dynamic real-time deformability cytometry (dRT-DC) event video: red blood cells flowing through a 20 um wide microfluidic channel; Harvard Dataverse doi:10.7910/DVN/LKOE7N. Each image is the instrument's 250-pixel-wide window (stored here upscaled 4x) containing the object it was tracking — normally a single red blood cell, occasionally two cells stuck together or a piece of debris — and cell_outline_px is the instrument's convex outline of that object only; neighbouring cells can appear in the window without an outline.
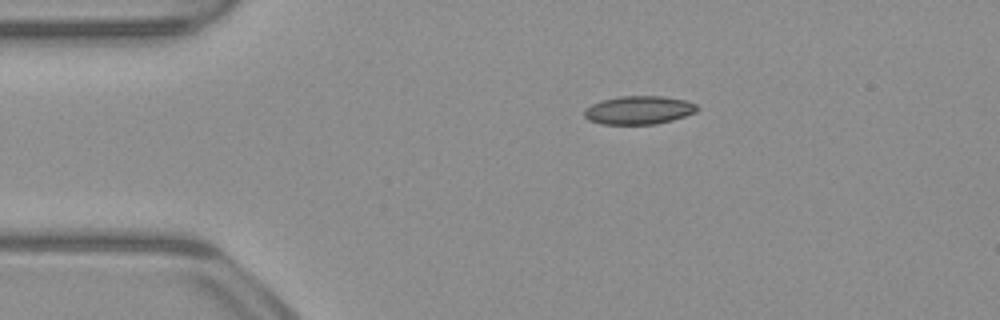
{"species": "common noctule bat (a hibernating species)", "species_latin": "Nyctalus noctula", "temperature_condition": "warm", "stored_images_in_passage": 43, "camera_frame_rate_fps": 3000, "um_per_image_px": 0.085, "animal": {"sex": "male", "body_mass_g": 23.1, "forearm_length_mm": 52.7}, "frame": {"image": 1, "passage_image": 1, "time_ms": 0.0, "image_size_px": [1000, 320], "cell_outline_px": [[700, 108], [696, 112], [672, 120], [656, 124], [600, 124], [588, 120], [584, 116], [584, 108], [600, 100], [620, 96], [660, 96], [684, 100], [696, 104]], "centroid_in_image_um": [54.27, 9.36], "position_along_channel_um": 30.7, "area_um2": 18.73}}
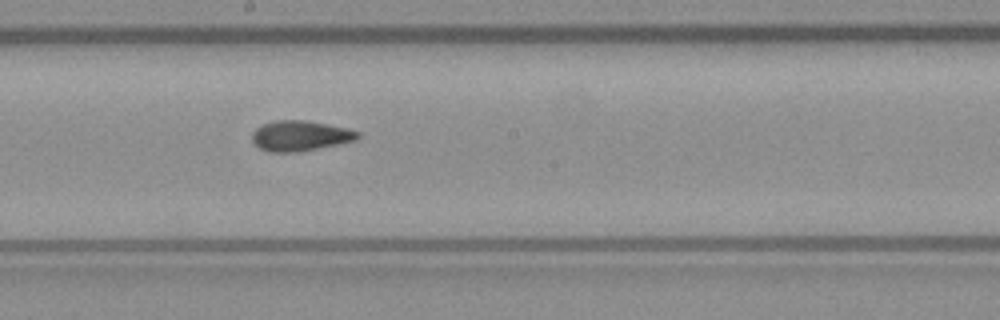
{"frame": {"image": 2, "passage_image": 19, "time_ms": 6.0, "image_size_px": [1000, 320], "cell_outline_px": [[360, 136], [356, 140], [296, 152], [268, 152], [260, 148], [252, 140], [252, 132], [256, 128], [264, 124], [276, 120], [304, 120], [328, 124], [348, 128], [360, 132]], "centroid_in_image_um": [25.51, 11.53], "position_along_channel_um": 222.7, "area_um2": 18.5}}
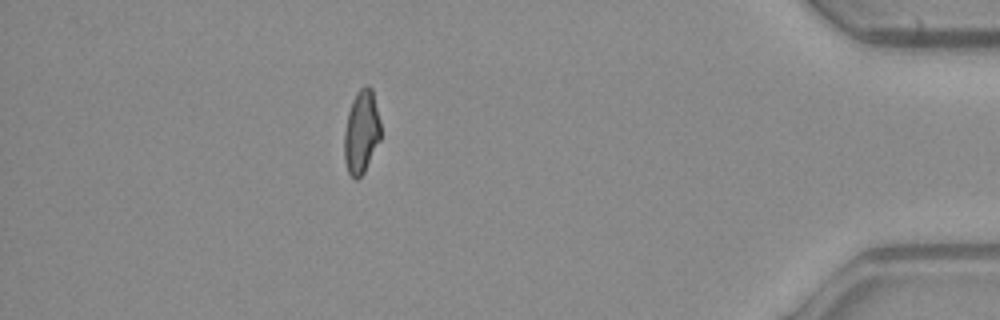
{"frame": {"image": 3, "passage_image": 37, "time_ms": 12.0, "image_size_px": [1000, 320], "cell_outline_px": [[380, 140], [364, 172], [356, 180], [348, 172], [344, 160], [344, 132], [348, 112], [352, 100], [356, 92], [364, 84], [368, 84], [372, 88], [380, 120]], "centroid_in_image_um": [30.71, 11.18], "position_along_channel_um": 404.5, "area_um2": 17.8}, "authors_computed_cell_mechanics": {"area_um2": 18.3226, "velocity_mm_per_s": 3.9389, "shape_relaxation_time_tau1_ms": 5.3003, "shape_relaxation_time_tau2_ms": 1.7991, "deformation_change_tau1": 0.1632, "deformation_change_tau2": 0.0842}}